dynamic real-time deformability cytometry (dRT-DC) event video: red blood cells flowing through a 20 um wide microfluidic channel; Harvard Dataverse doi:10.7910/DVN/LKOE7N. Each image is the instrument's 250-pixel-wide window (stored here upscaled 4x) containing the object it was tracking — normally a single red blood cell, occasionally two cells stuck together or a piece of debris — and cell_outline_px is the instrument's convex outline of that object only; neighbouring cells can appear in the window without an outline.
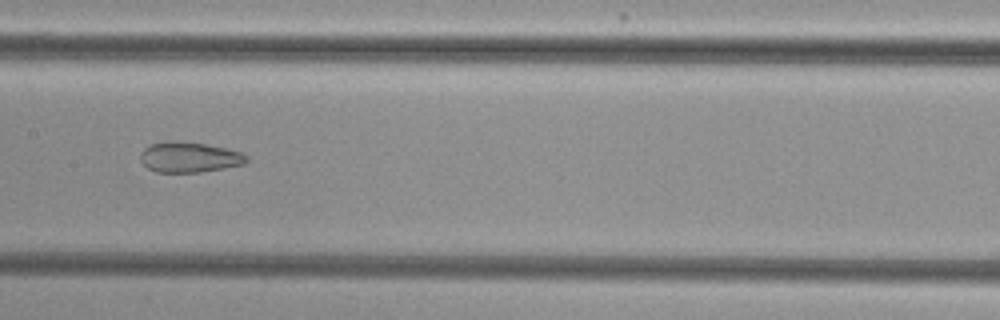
{"species": "common noctule bat (a hibernating species)", "species_latin": "Nyctalus noctula", "temperature_condition": "cold", "stored_images_in_passage": 8, "camera_frame_rate_fps": 3000, "um_per_image_px": 0.085, "animal": {"sex": "female", "body_mass_g": 29.2, "forearm_length_mm": 56.3}, "frame": {"image": 1, "passage_image": 6, "time_ms": 6.667, "image_size_px": [1000, 320], "cell_outline_px": [[248, 160], [244, 164], [224, 168], [200, 172], [156, 172], [148, 168], [140, 160], [140, 152], [144, 148], [152, 144], [164, 140], [172, 140], [204, 144], [244, 152], [248, 156]], "centroid_in_image_um": [16.09, 13.35], "position_along_channel_um": 191.3, "area_um2": 18.9}}
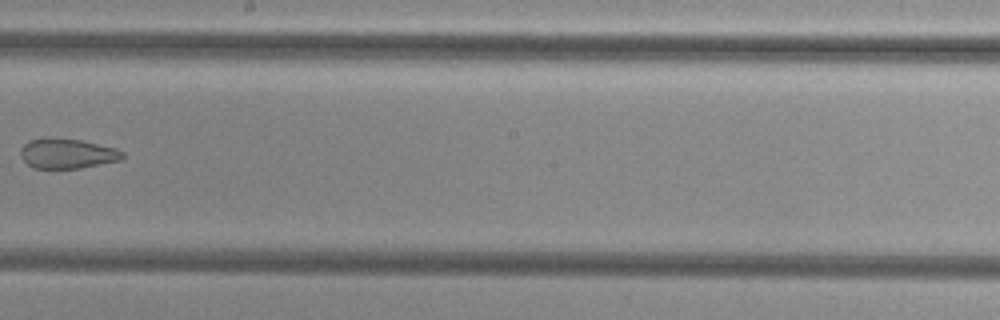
{"frame": {"image": 2, "passage_image": 7, "time_ms": 8.0, "image_size_px": [1000, 320], "cell_outline_px": [[124, 156], [120, 160], [80, 168], [32, 168], [20, 156], [20, 148], [28, 140], [52, 136], [80, 140], [116, 148], [124, 152]], "centroid_in_image_um": [5.68, 13.03], "position_along_channel_um": 242.5, "area_um2": 17.98}}
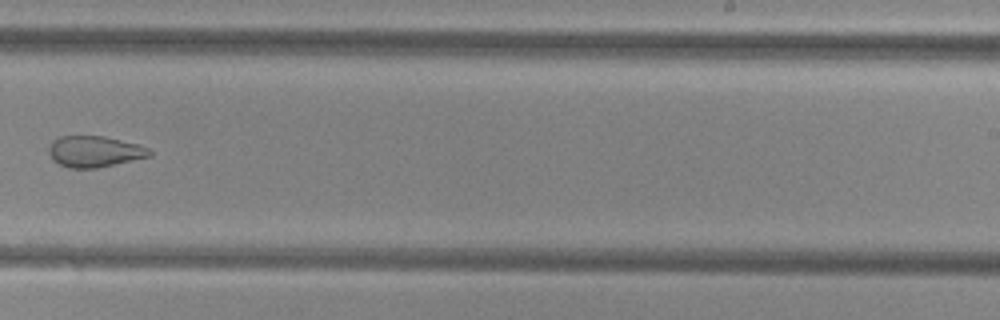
{"frame": {"image": 3, "passage_image": 8, "time_ms": 9.0, "image_size_px": [1000, 320], "cell_outline_px": [[152, 156], [96, 168], [68, 168], [52, 160], [48, 152], [48, 148], [52, 140], [60, 136], [104, 136], [140, 144], [148, 148], [152, 152]], "centroid_in_image_um": [8.03, 12.87], "position_along_channel_um": 281.0, "area_um2": 18.44}}